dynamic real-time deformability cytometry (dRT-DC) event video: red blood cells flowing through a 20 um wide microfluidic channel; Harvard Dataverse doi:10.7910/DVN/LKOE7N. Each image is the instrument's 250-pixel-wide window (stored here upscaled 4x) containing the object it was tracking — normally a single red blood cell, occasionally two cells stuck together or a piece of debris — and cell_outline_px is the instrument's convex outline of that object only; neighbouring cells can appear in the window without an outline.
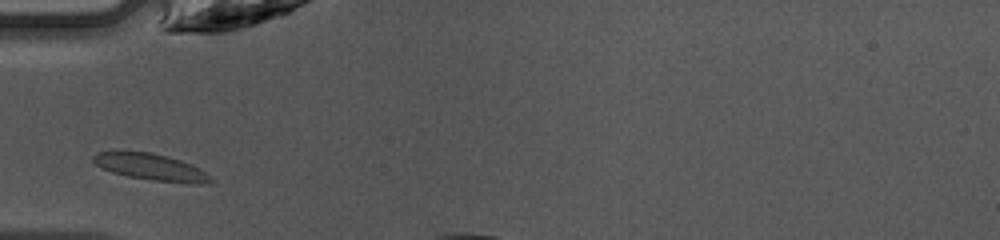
{"species": "common noctule bat (a hibernating species)", "species_latin": "Nyctalus noctula", "temperature_condition": "warm", "stored_images_in_passage": 9, "camera_frame_rate_fps": 3000, "um_per_image_px": 0.085, "animal": {"sex": "female", "body_mass_g": 10.0, "forearm_length_mm": 53.1}, "frame": {"image": 1, "passage_image": 1, "time_ms": 0.0, "image_size_px": [1000, 240], "cell_outline_px": [[212, 180], [204, 184], [192, 184], [152, 180], [128, 176], [112, 172], [100, 168], [92, 160], [92, 156], [100, 152], [152, 152], [168, 156], [180, 160], [200, 168], [212, 176]], "centroid_in_image_um": [12.87, 14.21], "position_along_channel_um": 72.1, "area_um2": 18.15}}
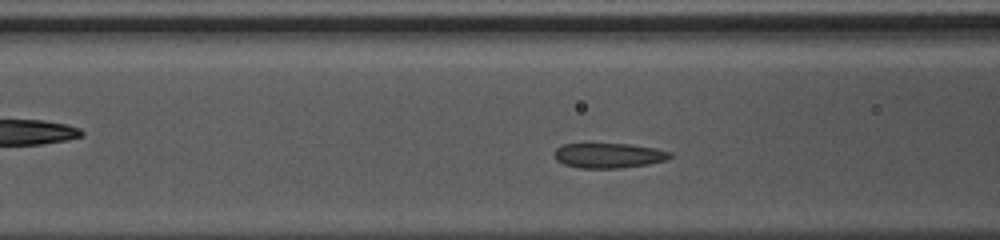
{"frame": {"image": 2, "passage_image": 4, "time_ms": 1.0, "image_size_px": [1000, 240], "cell_outline_px": [[672, 156], [664, 160], [648, 164], [620, 168], [580, 168], [564, 164], [556, 160], [552, 156], [556, 148], [564, 144], [592, 140], [628, 144], [652, 148], [672, 152]], "centroid_in_image_um": [51.63, 13.16], "position_along_channel_um": 115.0, "area_um2": 17.63}}
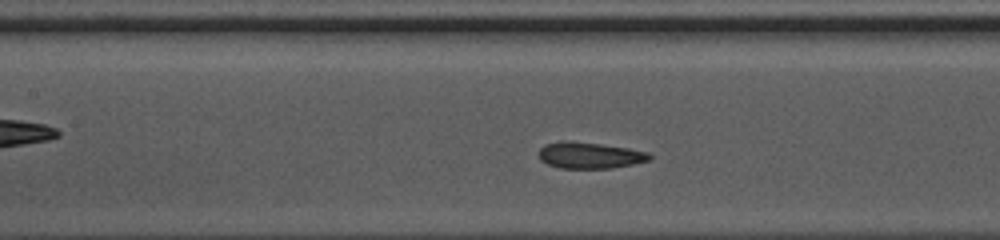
{"frame": {"image": 3, "passage_image": 7, "time_ms": 2.0, "image_size_px": [1000, 240], "cell_outline_px": [[652, 156], [648, 160], [632, 164], [612, 168], [560, 168], [548, 164], [540, 160], [540, 148], [544, 144], [564, 140], [568, 140], [600, 144], [628, 148], [648, 152]], "centroid_in_image_um": [50.1, 13.19], "position_along_channel_um": 157.3, "area_um2": 16.88}}